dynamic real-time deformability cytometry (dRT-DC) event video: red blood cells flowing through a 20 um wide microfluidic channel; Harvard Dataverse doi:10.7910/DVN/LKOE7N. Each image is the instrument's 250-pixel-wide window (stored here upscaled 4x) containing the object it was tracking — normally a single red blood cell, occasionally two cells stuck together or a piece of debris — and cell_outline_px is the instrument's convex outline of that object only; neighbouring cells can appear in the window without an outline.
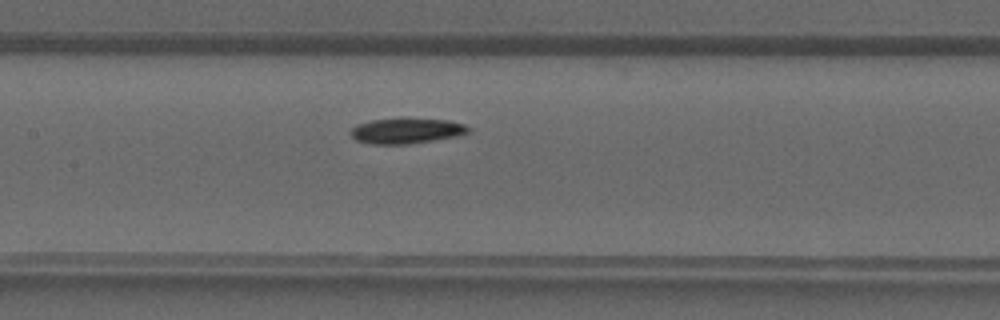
{"species": "common noctule bat (a hibernating species)", "species_latin": "Nyctalus noctula", "temperature_condition": "warm", "stored_images_in_passage": 38, "camera_frame_rate_fps": 3000, "um_per_image_px": 0.085, "animal": {"sex": "male", "forearm_length_mm": 52.5}, "frame": {"image": 1, "passage_image": 16, "time_ms": 5.0, "image_size_px": [1000, 320], "cell_outline_px": [[472, 128], [468, 132], [460, 136], [408, 144], [372, 144], [356, 140], [348, 132], [356, 124], [372, 120], [400, 116], [448, 120], [464, 124]], "centroid_in_image_um": [34.55, 11.08], "position_along_channel_um": 172.8, "area_um2": 18.15}}
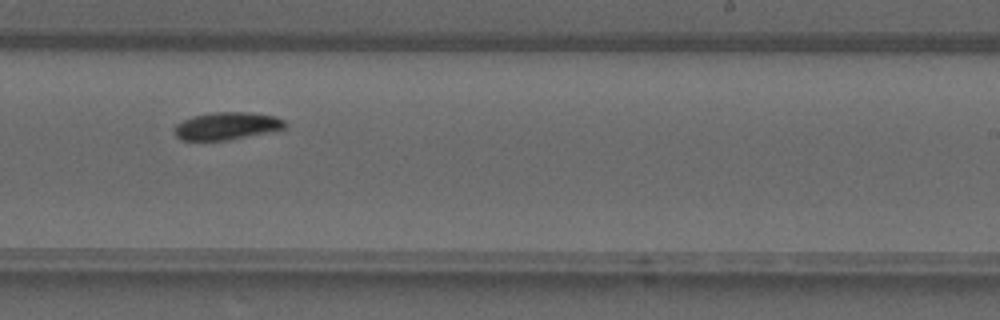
{"frame": {"image": 2, "passage_image": 22, "time_ms": 7.0, "image_size_px": [1000, 320], "cell_outline_px": [[288, 124], [284, 128], [276, 132], [228, 140], [180, 140], [172, 132], [172, 128], [176, 124], [192, 116], [212, 112], [248, 112], [276, 116], [284, 120]], "centroid_in_image_um": [19.3, 10.71], "position_along_channel_um": 269.7, "area_um2": 18.21}}
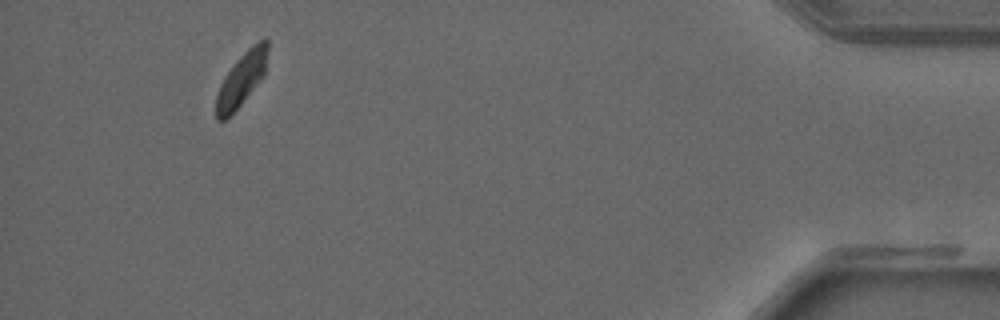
{"frame": {"image": 3, "passage_image": 35, "time_ms": 11.333, "image_size_px": [1000, 320], "cell_outline_px": [[268, 48], [264, 72], [260, 80], [240, 104], [224, 120], [216, 120], [216, 96], [220, 84], [224, 76], [236, 60], [252, 44], [264, 36], [268, 40]], "centroid_in_image_um": [20.52, 6.67], "position_along_channel_um": 414.7, "area_um2": 15.72}}